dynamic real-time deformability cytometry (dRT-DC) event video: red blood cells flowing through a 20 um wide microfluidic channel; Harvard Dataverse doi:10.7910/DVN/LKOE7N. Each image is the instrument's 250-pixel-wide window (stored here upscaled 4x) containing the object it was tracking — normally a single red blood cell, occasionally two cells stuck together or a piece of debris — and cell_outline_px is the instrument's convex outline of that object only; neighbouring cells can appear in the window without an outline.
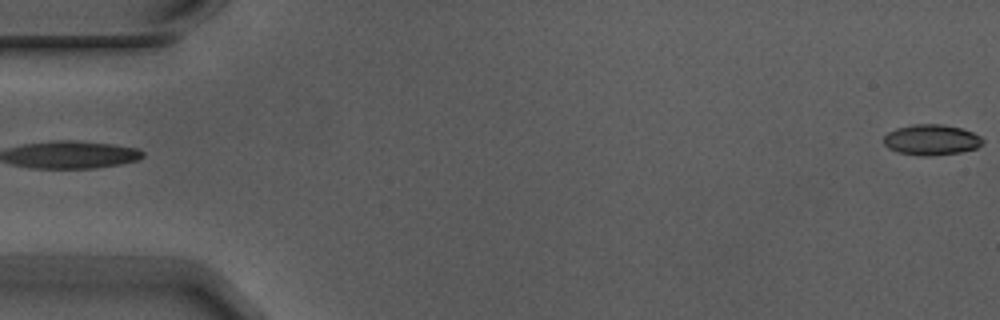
{"species": "Egyptian fruit bat (a non-hibernating species)", "species_latin": "Rousettus aegyptiacus", "temperature_condition": "warm", "stored_images_in_passage": 2, "camera_frame_rate_fps": 3000, "um_per_image_px": 0.085, "animal": {"sex": "male"}, "frame": {"image": 1, "passage_image": 2, "time_ms": 0.333, "image_size_px": [1000, 320], "cell_outline_px": [[984, 140], [976, 148], [960, 152], [928, 156], [920, 156], [896, 152], [888, 148], [884, 144], [884, 136], [888, 132], [896, 128], [912, 124], [944, 124], [960, 128], [972, 132], [980, 136]], "centroid_in_image_um": [79.13, 11.88], "position_along_channel_um": 5.9, "area_um2": 17.69}}